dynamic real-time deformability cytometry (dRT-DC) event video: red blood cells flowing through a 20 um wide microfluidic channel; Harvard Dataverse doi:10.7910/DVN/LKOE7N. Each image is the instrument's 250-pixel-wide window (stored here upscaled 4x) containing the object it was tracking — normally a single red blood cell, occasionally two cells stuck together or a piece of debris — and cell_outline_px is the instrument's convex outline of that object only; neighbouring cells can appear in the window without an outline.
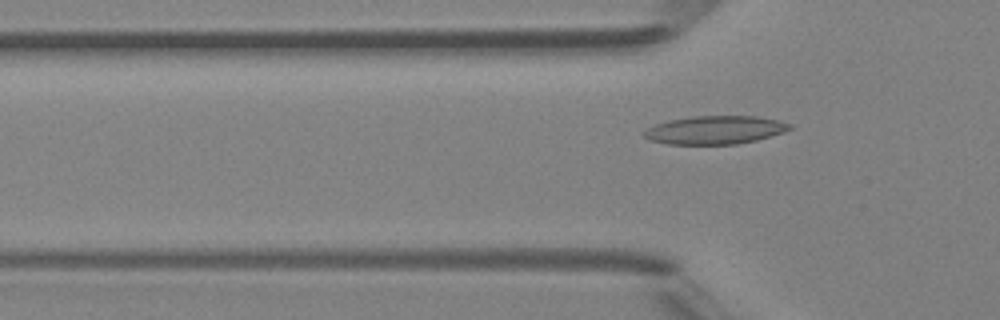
{"species": "Egyptian fruit bat (a non-hibernating species)", "species_latin": "Rousettus aegyptiacus", "temperature_condition": "room temperature", "stored_images_in_passage": 6, "camera_frame_rate_fps": 3000, "um_per_image_px": 0.085, "animal": {"sex": "female"}, "frame": {"image": 1, "passage_image": 6, "time_ms": 5.667, "image_size_px": [1000, 320], "cell_outline_px": [[792, 128], [784, 132], [756, 140], [736, 144], [668, 144], [652, 140], [644, 136], [644, 132], [648, 128], [656, 124], [668, 120], [692, 116], [756, 116], [780, 120], [792, 124]], "centroid_in_image_um": [60.82, 11.04], "position_along_channel_um": 65.0, "area_um2": 23.93}}